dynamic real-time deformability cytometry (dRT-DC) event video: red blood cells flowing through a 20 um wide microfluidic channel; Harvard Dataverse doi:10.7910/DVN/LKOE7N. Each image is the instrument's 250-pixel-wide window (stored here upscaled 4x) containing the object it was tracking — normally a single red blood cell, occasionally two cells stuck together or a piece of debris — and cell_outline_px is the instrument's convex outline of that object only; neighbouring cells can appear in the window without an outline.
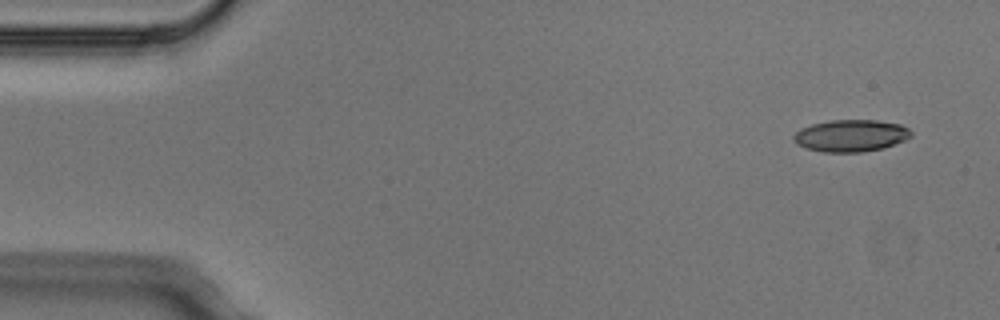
{"species": "Egyptian fruit bat (a non-hibernating species)", "species_latin": "Rousettus aegyptiacus", "temperature_condition": "cold", "stored_images_in_passage": 4, "camera_frame_rate_fps": 3000, "um_per_image_px": 0.085, "animal": {"sex": "male"}, "frame": {"image": 1, "passage_image": 1, "time_ms": 0.0, "image_size_px": [1000, 320], "cell_outline_px": [[912, 136], [904, 140], [884, 148], [860, 152], [824, 152], [808, 148], [796, 144], [792, 140], [792, 136], [800, 128], [812, 124], [828, 120], [876, 120], [900, 124], [908, 128], [912, 132]], "centroid_in_image_um": [72.31, 11.52], "position_along_channel_um": 12.7, "area_um2": 21.96}}
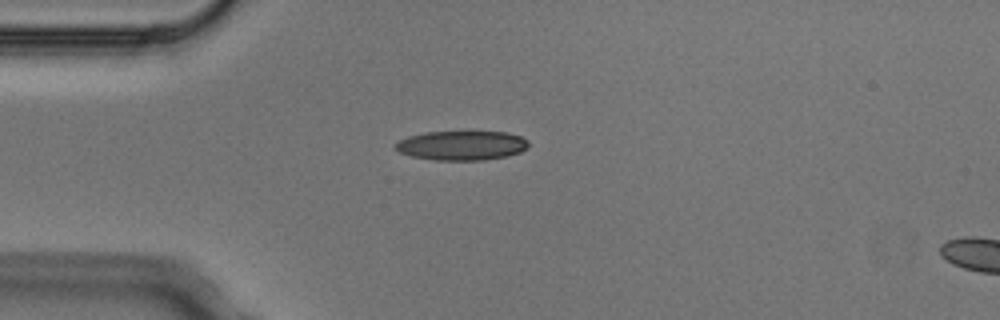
{"frame": {"image": 2, "passage_image": 3, "time_ms": 0.667, "image_size_px": [1000, 320], "cell_outline_px": [[528, 148], [520, 152], [508, 156], [484, 160], [432, 160], [412, 156], [400, 152], [392, 148], [392, 144], [408, 136], [424, 132], [468, 128], [508, 132], [520, 136], [528, 140]], "centroid_in_image_um": [39.25, 12.3], "position_along_channel_um": 45.8, "area_um2": 24.22}}